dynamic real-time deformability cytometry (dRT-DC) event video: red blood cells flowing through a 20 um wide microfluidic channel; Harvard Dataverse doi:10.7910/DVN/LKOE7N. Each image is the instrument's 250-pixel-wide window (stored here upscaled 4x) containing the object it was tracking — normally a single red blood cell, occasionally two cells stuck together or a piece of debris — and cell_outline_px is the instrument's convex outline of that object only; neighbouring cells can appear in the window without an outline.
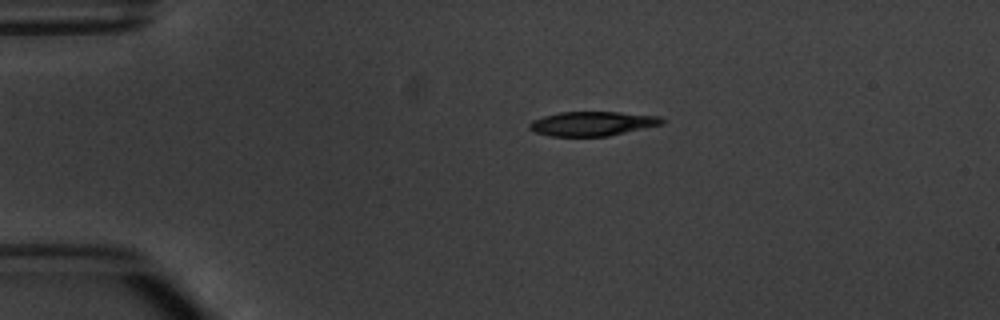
{"species": "common noctule bat (a hibernating species)", "species_latin": "Nyctalus noctula", "temperature_condition": "warm", "stored_images_in_passage": 3, "camera_frame_rate_fps": 3000, "um_per_image_px": 0.085, "animal": {"sex": "male", "body_mass_g": 20.1, "forearm_length_mm": 53.5}, "frame": {"image": 1, "passage_image": 2, "time_ms": 2.0, "image_size_px": [1000, 320], "cell_outline_px": [[664, 124], [608, 136], [548, 136], [536, 132], [528, 128], [528, 124], [532, 120], [544, 116], [560, 112], [620, 112], [660, 116], [664, 120]], "centroid_in_image_um": [50.35, 10.51], "position_along_channel_um": 34.6, "area_um2": 18.84}}